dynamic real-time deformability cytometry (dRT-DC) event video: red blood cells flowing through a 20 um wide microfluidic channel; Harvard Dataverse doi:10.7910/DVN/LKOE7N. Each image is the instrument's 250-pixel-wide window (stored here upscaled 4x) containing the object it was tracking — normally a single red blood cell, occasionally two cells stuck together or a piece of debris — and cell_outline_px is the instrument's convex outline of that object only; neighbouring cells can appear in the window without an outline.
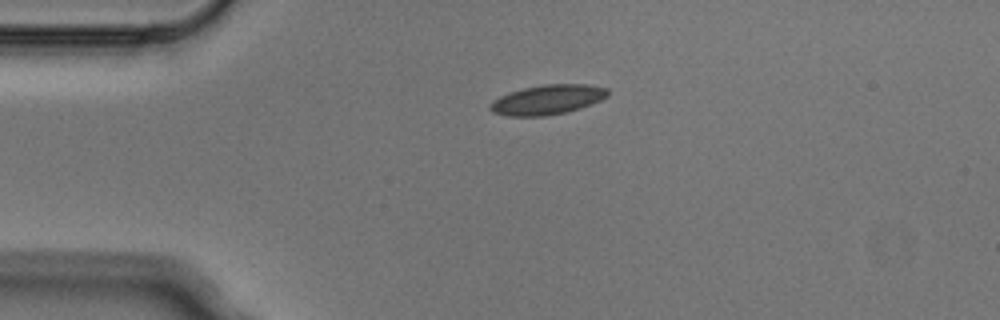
{"species": "Egyptian fruit bat (a non-hibernating species)", "species_latin": "Rousettus aegyptiacus", "temperature_condition": "cold", "stored_images_in_passage": 2, "camera_frame_rate_fps": 3000, "um_per_image_px": 0.085, "animal": {"sex": "male"}, "frame": {"image": 1, "passage_image": 1, "time_ms": 0.0, "image_size_px": [1000, 320], "cell_outline_px": [[608, 96], [592, 104], [568, 112], [544, 116], [508, 116], [492, 112], [488, 108], [488, 104], [492, 100], [500, 96], [524, 88], [544, 84], [588, 84], [608, 88]], "centroid_in_image_um": [46.53, 8.48], "position_along_channel_um": 38.5, "area_um2": 20.46}}